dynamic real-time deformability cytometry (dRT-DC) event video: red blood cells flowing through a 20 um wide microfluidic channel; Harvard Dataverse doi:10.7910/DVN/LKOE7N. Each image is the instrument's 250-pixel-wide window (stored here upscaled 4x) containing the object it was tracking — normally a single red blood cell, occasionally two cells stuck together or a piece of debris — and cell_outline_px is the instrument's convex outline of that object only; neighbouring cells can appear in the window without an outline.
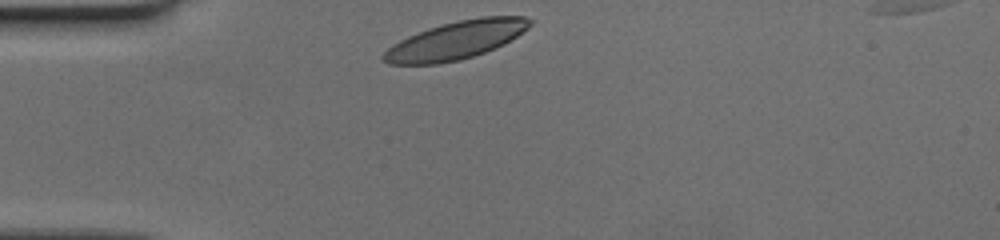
{"species": "human", "species_latin": "Homo sapiens", "temperature_condition": "cold", "stored_images_in_passage": 29, "camera_frame_rate_fps": 3000, "um_per_image_px": 0.085, "donor": {"sex": "female"}, "frame": {"image": 1, "passage_image": 1, "time_ms": 0.0, "image_size_px": [1000, 240], "cell_outline_px": [[532, 24], [528, 28], [504, 44], [484, 52], [460, 60], [436, 64], [388, 64], [380, 60], [380, 56], [392, 44], [408, 36], [428, 28], [460, 20], [480, 16], [524, 16], [532, 20]], "centroid_in_image_um": [38.72, 3.42], "position_along_channel_um": 46.3, "area_um2": 32.31}}
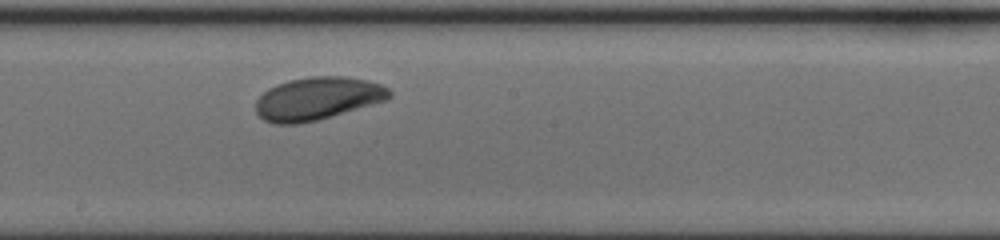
{"frame": {"image": 2, "passage_image": 16, "time_ms": 5.0, "image_size_px": [1000, 240], "cell_outline_px": [[392, 96], [388, 100], [316, 120], [296, 124], [272, 124], [264, 120], [256, 112], [256, 100], [268, 88], [276, 84], [288, 80], [308, 76], [344, 76], [368, 80], [380, 84], [388, 88], [392, 92]], "centroid_in_image_um": [26.99, 8.36], "position_along_channel_um": 221.2, "area_um2": 33.47}}
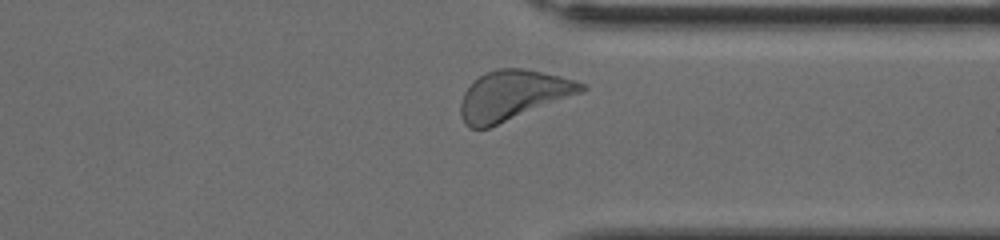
{"frame": {"image": 3, "passage_image": 27, "time_ms": 8.667, "image_size_px": [1000, 240], "cell_outline_px": [[588, 88], [584, 92], [488, 128], [468, 128], [464, 124], [460, 116], [460, 104], [464, 92], [480, 76], [488, 72], [500, 68], [520, 68], [560, 76], [576, 80], [584, 84]], "centroid_in_image_um": [43.6, 8.11], "position_along_channel_um": 367.8, "area_um2": 34.74}}